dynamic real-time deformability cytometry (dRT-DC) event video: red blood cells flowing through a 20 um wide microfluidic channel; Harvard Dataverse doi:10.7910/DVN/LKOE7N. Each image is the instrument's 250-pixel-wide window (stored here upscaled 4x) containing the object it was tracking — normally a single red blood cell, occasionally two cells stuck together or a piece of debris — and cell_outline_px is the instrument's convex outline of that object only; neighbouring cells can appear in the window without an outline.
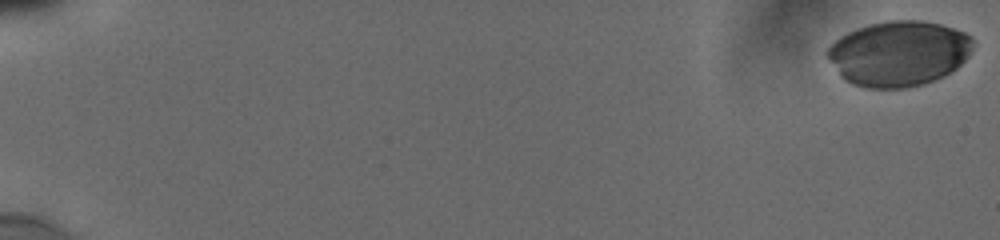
{"species": "human", "species_latin": "Homo sapiens", "temperature_condition": "cold", "stored_images_in_passage": 48, "camera_frame_rate_fps": 3000, "um_per_image_px": 0.085, "donor": {"sex": "male"}, "frame": {"image": 1, "passage_image": 1, "time_ms": 0.0, "image_size_px": [1000, 240], "cell_outline_px": [[972, 48], [968, 56], [956, 68], [944, 76], [924, 84], [908, 88], [864, 88], [852, 84], [844, 80], [840, 76], [828, 56], [828, 48], [840, 36], [848, 32], [872, 24], [892, 20], [920, 20], [940, 24], [964, 32], [972, 36]], "centroid_in_image_um": [76.4, 4.56], "position_along_channel_um": 8.6, "area_um2": 55.08}}
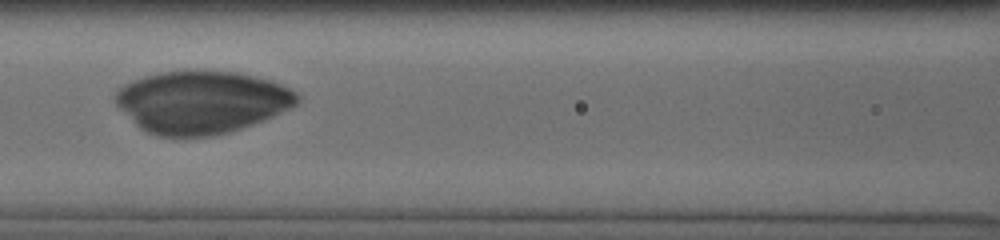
{"frame": {"image": 2, "passage_image": 28, "time_ms": 9.0, "image_size_px": [1000, 240], "cell_outline_px": [[296, 104], [272, 116], [252, 124], [228, 132], [212, 136], [156, 136], [140, 128], [116, 104], [112, 96], [116, 88], [132, 80], [144, 76], [160, 72], [240, 72], [272, 80], [296, 92]], "centroid_in_image_um": [17.07, 8.67], "position_along_channel_um": 149.5, "area_um2": 65.6}}
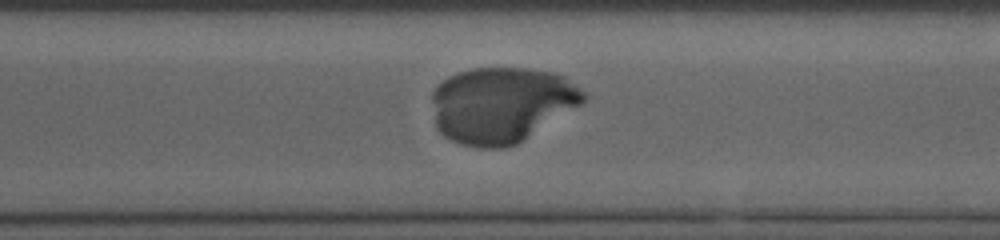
{"frame": {"image": 3, "passage_image": 42, "time_ms": 13.667, "image_size_px": [1000, 240], "cell_outline_px": [[588, 96], [580, 104], [524, 140], [516, 144], [500, 148], [480, 148], [460, 144], [444, 136], [436, 128], [432, 100], [432, 92], [436, 84], [448, 76], [456, 72], [472, 68], [528, 68], [556, 72], [564, 76], [580, 88]], "centroid_in_image_um": [42.59, 8.89], "position_along_channel_um": 328.0, "area_um2": 67.22}}